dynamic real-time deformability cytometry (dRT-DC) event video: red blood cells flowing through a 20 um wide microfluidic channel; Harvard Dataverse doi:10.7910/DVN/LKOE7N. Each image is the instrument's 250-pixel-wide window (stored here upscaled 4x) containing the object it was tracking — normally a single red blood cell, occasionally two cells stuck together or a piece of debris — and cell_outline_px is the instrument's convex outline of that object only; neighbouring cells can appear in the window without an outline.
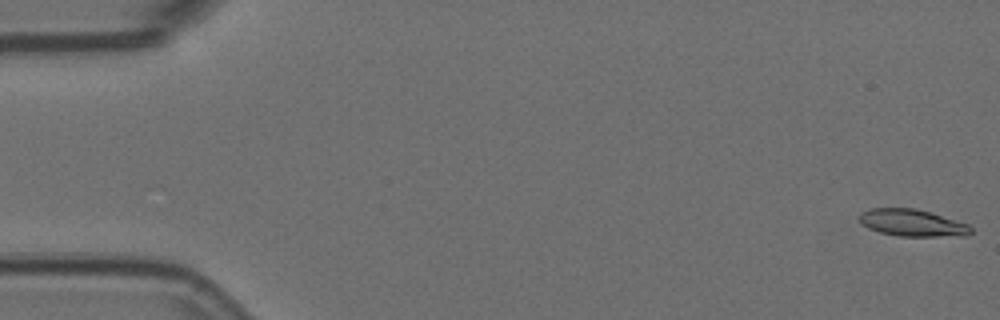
{"species": "Egyptian fruit bat (a non-hibernating species)", "species_latin": "Rousettus aegyptiacus", "temperature_condition": "room temperature", "stored_images_in_passage": 56, "segment_of_instrument_passage": [1, 2], "camera_frame_rate_fps": 3000, "um_per_image_px": 0.085, "animal": {"sex": "female"}, "frame": {"image": 1, "passage_image": 1, "time_ms": 0.0, "image_size_px": [1000, 320], "cell_outline_px": [[972, 232], [968, 236], [900, 236], [880, 232], [868, 228], [860, 220], [860, 212], [872, 208], [916, 208], [968, 224], [972, 228]], "centroid_in_image_um": [77.57, 18.95], "position_along_channel_um": 7.4, "area_um2": 17.4}}
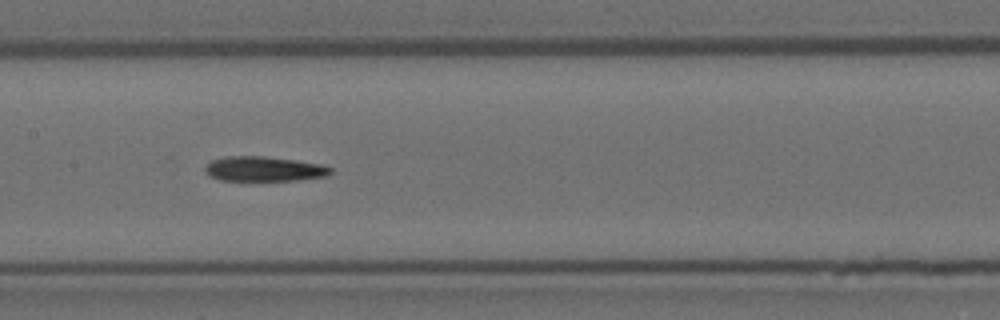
{"frame": {"image": 2, "passage_image": 27, "time_ms": 8.667, "image_size_px": [1000, 320], "cell_outline_px": [[332, 172], [328, 176], [296, 180], [220, 180], [208, 176], [204, 172], [204, 168], [212, 160], [228, 156], [264, 156], [296, 160], [324, 164], [332, 168]], "centroid_in_image_um": [22.46, 14.35], "position_along_channel_um": 184.9, "area_um2": 18.26}}
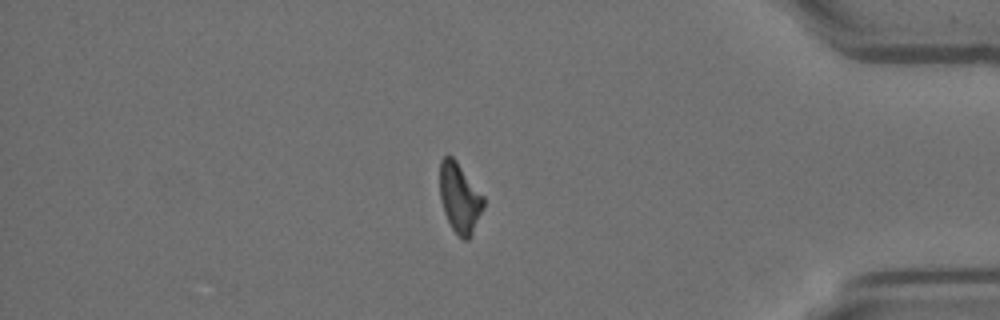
{"frame": {"image": 3, "passage_image": 47, "time_ms": 15.333, "image_size_px": [1000, 320], "cell_outline_px": [[484, 208], [472, 236], [468, 240], [464, 240], [452, 228], [444, 212], [440, 196], [440, 160], [444, 156], [452, 156], [456, 160], [484, 196]], "centroid_in_image_um": [39.09, 16.83], "position_along_channel_um": 396.1, "area_um2": 17.8}}